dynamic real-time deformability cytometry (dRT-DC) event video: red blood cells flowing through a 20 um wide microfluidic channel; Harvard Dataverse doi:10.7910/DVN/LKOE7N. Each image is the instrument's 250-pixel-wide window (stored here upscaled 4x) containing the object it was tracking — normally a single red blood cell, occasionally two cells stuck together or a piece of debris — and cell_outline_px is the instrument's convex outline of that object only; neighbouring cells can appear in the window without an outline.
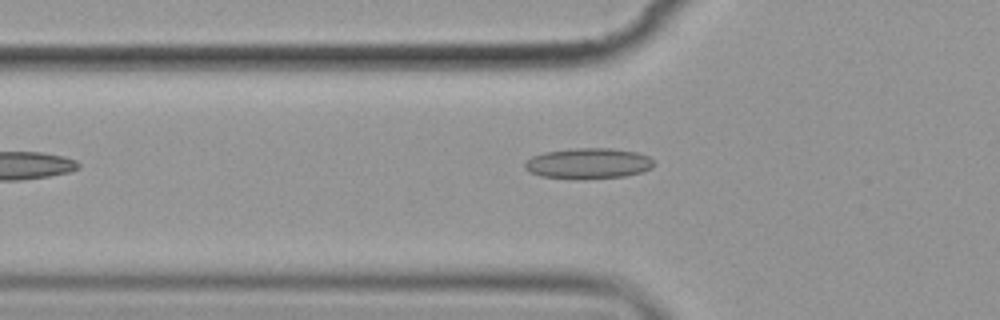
{"species": "common noctule bat (a hibernating species)", "species_latin": "Nyctalus noctula", "temperature_condition": "cold", "stored_images_in_passage": 5, "camera_frame_rate_fps": 3000, "um_per_image_px": 0.085, "animal": {"sex": "female", "body_mass_g": 19.9}, "frame": {"image": 1, "passage_image": 5, "time_ms": 5.667, "image_size_px": [1000, 320], "cell_outline_px": [[656, 164], [652, 168], [644, 172], [624, 176], [580, 180], [540, 176], [528, 172], [524, 168], [524, 164], [532, 156], [544, 152], [572, 148], [612, 148], [636, 152], [648, 156]], "centroid_in_image_um": [50.0, 13.9], "position_along_channel_um": 75.8, "area_um2": 23.47}}